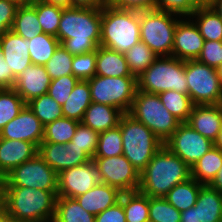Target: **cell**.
<instances>
[{
    "label": "cell",
    "instance_id": "1",
    "mask_svg": "<svg viewBox=\"0 0 222 222\" xmlns=\"http://www.w3.org/2000/svg\"><path fill=\"white\" fill-rule=\"evenodd\" d=\"M101 38V9L63 8L57 39L73 56L97 50Z\"/></svg>",
    "mask_w": 222,
    "mask_h": 222
},
{
    "label": "cell",
    "instance_id": "2",
    "mask_svg": "<svg viewBox=\"0 0 222 222\" xmlns=\"http://www.w3.org/2000/svg\"><path fill=\"white\" fill-rule=\"evenodd\" d=\"M58 191L2 186L1 203L12 220L20 222H53Z\"/></svg>",
    "mask_w": 222,
    "mask_h": 222
},
{
    "label": "cell",
    "instance_id": "3",
    "mask_svg": "<svg viewBox=\"0 0 222 222\" xmlns=\"http://www.w3.org/2000/svg\"><path fill=\"white\" fill-rule=\"evenodd\" d=\"M189 178L191 168L163 145L140 172L139 191L149 197H164Z\"/></svg>",
    "mask_w": 222,
    "mask_h": 222
},
{
    "label": "cell",
    "instance_id": "4",
    "mask_svg": "<svg viewBox=\"0 0 222 222\" xmlns=\"http://www.w3.org/2000/svg\"><path fill=\"white\" fill-rule=\"evenodd\" d=\"M140 41V12L105 5L101 9L100 46L127 52Z\"/></svg>",
    "mask_w": 222,
    "mask_h": 222
},
{
    "label": "cell",
    "instance_id": "5",
    "mask_svg": "<svg viewBox=\"0 0 222 222\" xmlns=\"http://www.w3.org/2000/svg\"><path fill=\"white\" fill-rule=\"evenodd\" d=\"M123 155L141 172L164 145L147 126L128 113L120 118Z\"/></svg>",
    "mask_w": 222,
    "mask_h": 222
},
{
    "label": "cell",
    "instance_id": "6",
    "mask_svg": "<svg viewBox=\"0 0 222 222\" xmlns=\"http://www.w3.org/2000/svg\"><path fill=\"white\" fill-rule=\"evenodd\" d=\"M137 90L152 94L174 90L188 95L186 61L159 56L137 77Z\"/></svg>",
    "mask_w": 222,
    "mask_h": 222
},
{
    "label": "cell",
    "instance_id": "7",
    "mask_svg": "<svg viewBox=\"0 0 222 222\" xmlns=\"http://www.w3.org/2000/svg\"><path fill=\"white\" fill-rule=\"evenodd\" d=\"M165 142L181 123L161 102L158 94L137 90L128 112Z\"/></svg>",
    "mask_w": 222,
    "mask_h": 222
},
{
    "label": "cell",
    "instance_id": "8",
    "mask_svg": "<svg viewBox=\"0 0 222 222\" xmlns=\"http://www.w3.org/2000/svg\"><path fill=\"white\" fill-rule=\"evenodd\" d=\"M178 14L162 10L140 11V41L158 56H172Z\"/></svg>",
    "mask_w": 222,
    "mask_h": 222
},
{
    "label": "cell",
    "instance_id": "9",
    "mask_svg": "<svg viewBox=\"0 0 222 222\" xmlns=\"http://www.w3.org/2000/svg\"><path fill=\"white\" fill-rule=\"evenodd\" d=\"M92 102L110 105L128 113L137 92L136 76L106 77L95 75L88 79Z\"/></svg>",
    "mask_w": 222,
    "mask_h": 222
},
{
    "label": "cell",
    "instance_id": "10",
    "mask_svg": "<svg viewBox=\"0 0 222 222\" xmlns=\"http://www.w3.org/2000/svg\"><path fill=\"white\" fill-rule=\"evenodd\" d=\"M188 95L194 105L222 104V82L217 68L196 60L186 61Z\"/></svg>",
    "mask_w": 222,
    "mask_h": 222
},
{
    "label": "cell",
    "instance_id": "11",
    "mask_svg": "<svg viewBox=\"0 0 222 222\" xmlns=\"http://www.w3.org/2000/svg\"><path fill=\"white\" fill-rule=\"evenodd\" d=\"M2 186L58 191V173L37 154L5 175L2 178Z\"/></svg>",
    "mask_w": 222,
    "mask_h": 222
},
{
    "label": "cell",
    "instance_id": "12",
    "mask_svg": "<svg viewBox=\"0 0 222 222\" xmlns=\"http://www.w3.org/2000/svg\"><path fill=\"white\" fill-rule=\"evenodd\" d=\"M103 183L118 188L122 193L139 190L140 172L124 156L94 157Z\"/></svg>",
    "mask_w": 222,
    "mask_h": 222
},
{
    "label": "cell",
    "instance_id": "13",
    "mask_svg": "<svg viewBox=\"0 0 222 222\" xmlns=\"http://www.w3.org/2000/svg\"><path fill=\"white\" fill-rule=\"evenodd\" d=\"M164 145L191 167L214 146V142L183 122L164 142Z\"/></svg>",
    "mask_w": 222,
    "mask_h": 222
},
{
    "label": "cell",
    "instance_id": "14",
    "mask_svg": "<svg viewBox=\"0 0 222 222\" xmlns=\"http://www.w3.org/2000/svg\"><path fill=\"white\" fill-rule=\"evenodd\" d=\"M101 184L102 177L92 159L88 163L65 169L58 174L57 197L76 198L95 185Z\"/></svg>",
    "mask_w": 222,
    "mask_h": 222
},
{
    "label": "cell",
    "instance_id": "15",
    "mask_svg": "<svg viewBox=\"0 0 222 222\" xmlns=\"http://www.w3.org/2000/svg\"><path fill=\"white\" fill-rule=\"evenodd\" d=\"M38 155L58 174L92 160L82 149L72 146L71 141L67 144L41 142Z\"/></svg>",
    "mask_w": 222,
    "mask_h": 222
},
{
    "label": "cell",
    "instance_id": "16",
    "mask_svg": "<svg viewBox=\"0 0 222 222\" xmlns=\"http://www.w3.org/2000/svg\"><path fill=\"white\" fill-rule=\"evenodd\" d=\"M44 125L26 104L20 113L0 131V138L22 140L37 147L43 141Z\"/></svg>",
    "mask_w": 222,
    "mask_h": 222
},
{
    "label": "cell",
    "instance_id": "17",
    "mask_svg": "<svg viewBox=\"0 0 222 222\" xmlns=\"http://www.w3.org/2000/svg\"><path fill=\"white\" fill-rule=\"evenodd\" d=\"M205 40L199 32L194 20H179L174 32L172 56L180 60H196Z\"/></svg>",
    "mask_w": 222,
    "mask_h": 222
},
{
    "label": "cell",
    "instance_id": "18",
    "mask_svg": "<svg viewBox=\"0 0 222 222\" xmlns=\"http://www.w3.org/2000/svg\"><path fill=\"white\" fill-rule=\"evenodd\" d=\"M51 80L45 66L31 64L17 76L13 89L27 104L32 99L46 94Z\"/></svg>",
    "mask_w": 222,
    "mask_h": 222
},
{
    "label": "cell",
    "instance_id": "19",
    "mask_svg": "<svg viewBox=\"0 0 222 222\" xmlns=\"http://www.w3.org/2000/svg\"><path fill=\"white\" fill-rule=\"evenodd\" d=\"M0 45L5 62L17 77L32 64L29 55V40L17 35L12 30L0 34Z\"/></svg>",
    "mask_w": 222,
    "mask_h": 222
},
{
    "label": "cell",
    "instance_id": "20",
    "mask_svg": "<svg viewBox=\"0 0 222 222\" xmlns=\"http://www.w3.org/2000/svg\"><path fill=\"white\" fill-rule=\"evenodd\" d=\"M37 154L38 147L34 143L0 138V178Z\"/></svg>",
    "mask_w": 222,
    "mask_h": 222
},
{
    "label": "cell",
    "instance_id": "21",
    "mask_svg": "<svg viewBox=\"0 0 222 222\" xmlns=\"http://www.w3.org/2000/svg\"><path fill=\"white\" fill-rule=\"evenodd\" d=\"M186 123L214 142L222 127V104L194 105Z\"/></svg>",
    "mask_w": 222,
    "mask_h": 222
},
{
    "label": "cell",
    "instance_id": "22",
    "mask_svg": "<svg viewBox=\"0 0 222 222\" xmlns=\"http://www.w3.org/2000/svg\"><path fill=\"white\" fill-rule=\"evenodd\" d=\"M122 192L108 184L95 185L75 199L83 209L96 216L120 201Z\"/></svg>",
    "mask_w": 222,
    "mask_h": 222
},
{
    "label": "cell",
    "instance_id": "23",
    "mask_svg": "<svg viewBox=\"0 0 222 222\" xmlns=\"http://www.w3.org/2000/svg\"><path fill=\"white\" fill-rule=\"evenodd\" d=\"M124 113L110 105L92 102L86 109L82 123L101 133L118 126Z\"/></svg>",
    "mask_w": 222,
    "mask_h": 222
},
{
    "label": "cell",
    "instance_id": "24",
    "mask_svg": "<svg viewBox=\"0 0 222 222\" xmlns=\"http://www.w3.org/2000/svg\"><path fill=\"white\" fill-rule=\"evenodd\" d=\"M95 75L106 77L134 76L123 53L98 46Z\"/></svg>",
    "mask_w": 222,
    "mask_h": 222
},
{
    "label": "cell",
    "instance_id": "25",
    "mask_svg": "<svg viewBox=\"0 0 222 222\" xmlns=\"http://www.w3.org/2000/svg\"><path fill=\"white\" fill-rule=\"evenodd\" d=\"M194 206L198 222H222V194L209 185L200 188Z\"/></svg>",
    "mask_w": 222,
    "mask_h": 222
},
{
    "label": "cell",
    "instance_id": "26",
    "mask_svg": "<svg viewBox=\"0 0 222 222\" xmlns=\"http://www.w3.org/2000/svg\"><path fill=\"white\" fill-rule=\"evenodd\" d=\"M91 103L88 80H79L62 105L63 116L81 122L86 109Z\"/></svg>",
    "mask_w": 222,
    "mask_h": 222
},
{
    "label": "cell",
    "instance_id": "27",
    "mask_svg": "<svg viewBox=\"0 0 222 222\" xmlns=\"http://www.w3.org/2000/svg\"><path fill=\"white\" fill-rule=\"evenodd\" d=\"M189 17H196L195 25L205 41H222V19L210 5L198 6Z\"/></svg>",
    "mask_w": 222,
    "mask_h": 222
},
{
    "label": "cell",
    "instance_id": "28",
    "mask_svg": "<svg viewBox=\"0 0 222 222\" xmlns=\"http://www.w3.org/2000/svg\"><path fill=\"white\" fill-rule=\"evenodd\" d=\"M222 166V150L213 146L191 168V178L202 185H209Z\"/></svg>",
    "mask_w": 222,
    "mask_h": 222
},
{
    "label": "cell",
    "instance_id": "29",
    "mask_svg": "<svg viewBox=\"0 0 222 222\" xmlns=\"http://www.w3.org/2000/svg\"><path fill=\"white\" fill-rule=\"evenodd\" d=\"M202 186L193 178H189L187 181L175 185L164 198L178 211L183 212L196 204Z\"/></svg>",
    "mask_w": 222,
    "mask_h": 222
},
{
    "label": "cell",
    "instance_id": "30",
    "mask_svg": "<svg viewBox=\"0 0 222 222\" xmlns=\"http://www.w3.org/2000/svg\"><path fill=\"white\" fill-rule=\"evenodd\" d=\"M11 30L28 40L42 32L37 11L29 2L18 6Z\"/></svg>",
    "mask_w": 222,
    "mask_h": 222
},
{
    "label": "cell",
    "instance_id": "31",
    "mask_svg": "<svg viewBox=\"0 0 222 222\" xmlns=\"http://www.w3.org/2000/svg\"><path fill=\"white\" fill-rule=\"evenodd\" d=\"M53 222H95V216L83 209L75 198L57 197Z\"/></svg>",
    "mask_w": 222,
    "mask_h": 222
},
{
    "label": "cell",
    "instance_id": "32",
    "mask_svg": "<svg viewBox=\"0 0 222 222\" xmlns=\"http://www.w3.org/2000/svg\"><path fill=\"white\" fill-rule=\"evenodd\" d=\"M126 222H149V196L139 190L122 193Z\"/></svg>",
    "mask_w": 222,
    "mask_h": 222
},
{
    "label": "cell",
    "instance_id": "33",
    "mask_svg": "<svg viewBox=\"0 0 222 222\" xmlns=\"http://www.w3.org/2000/svg\"><path fill=\"white\" fill-rule=\"evenodd\" d=\"M59 44L56 36L44 32L30 39L28 49L32 64L44 66Z\"/></svg>",
    "mask_w": 222,
    "mask_h": 222
},
{
    "label": "cell",
    "instance_id": "34",
    "mask_svg": "<svg viewBox=\"0 0 222 222\" xmlns=\"http://www.w3.org/2000/svg\"><path fill=\"white\" fill-rule=\"evenodd\" d=\"M158 95L165 108L181 123L188 121L194 106L189 95L174 90L164 91Z\"/></svg>",
    "mask_w": 222,
    "mask_h": 222
},
{
    "label": "cell",
    "instance_id": "35",
    "mask_svg": "<svg viewBox=\"0 0 222 222\" xmlns=\"http://www.w3.org/2000/svg\"><path fill=\"white\" fill-rule=\"evenodd\" d=\"M79 121L62 117L44 126L42 142L67 144L72 140Z\"/></svg>",
    "mask_w": 222,
    "mask_h": 222
},
{
    "label": "cell",
    "instance_id": "36",
    "mask_svg": "<svg viewBox=\"0 0 222 222\" xmlns=\"http://www.w3.org/2000/svg\"><path fill=\"white\" fill-rule=\"evenodd\" d=\"M124 56L132 75L136 77L159 57L142 41L133 45Z\"/></svg>",
    "mask_w": 222,
    "mask_h": 222
},
{
    "label": "cell",
    "instance_id": "37",
    "mask_svg": "<svg viewBox=\"0 0 222 222\" xmlns=\"http://www.w3.org/2000/svg\"><path fill=\"white\" fill-rule=\"evenodd\" d=\"M37 11V17L42 32L57 37L59 22L61 20L63 7L50 5L40 0L28 1Z\"/></svg>",
    "mask_w": 222,
    "mask_h": 222
},
{
    "label": "cell",
    "instance_id": "38",
    "mask_svg": "<svg viewBox=\"0 0 222 222\" xmlns=\"http://www.w3.org/2000/svg\"><path fill=\"white\" fill-rule=\"evenodd\" d=\"M27 105L44 126L56 119L64 117L62 106L48 93L32 99Z\"/></svg>",
    "mask_w": 222,
    "mask_h": 222
},
{
    "label": "cell",
    "instance_id": "39",
    "mask_svg": "<svg viewBox=\"0 0 222 222\" xmlns=\"http://www.w3.org/2000/svg\"><path fill=\"white\" fill-rule=\"evenodd\" d=\"M25 105L22 97L13 88L0 90V131Z\"/></svg>",
    "mask_w": 222,
    "mask_h": 222
},
{
    "label": "cell",
    "instance_id": "40",
    "mask_svg": "<svg viewBox=\"0 0 222 222\" xmlns=\"http://www.w3.org/2000/svg\"><path fill=\"white\" fill-rule=\"evenodd\" d=\"M123 155L121 129L119 126L99 133L94 157Z\"/></svg>",
    "mask_w": 222,
    "mask_h": 222
},
{
    "label": "cell",
    "instance_id": "41",
    "mask_svg": "<svg viewBox=\"0 0 222 222\" xmlns=\"http://www.w3.org/2000/svg\"><path fill=\"white\" fill-rule=\"evenodd\" d=\"M181 212L164 197H149V222H180Z\"/></svg>",
    "mask_w": 222,
    "mask_h": 222
},
{
    "label": "cell",
    "instance_id": "42",
    "mask_svg": "<svg viewBox=\"0 0 222 222\" xmlns=\"http://www.w3.org/2000/svg\"><path fill=\"white\" fill-rule=\"evenodd\" d=\"M72 61L73 55L62 44H59L52 57L44 66L50 78L54 80L64 75H72Z\"/></svg>",
    "mask_w": 222,
    "mask_h": 222
},
{
    "label": "cell",
    "instance_id": "43",
    "mask_svg": "<svg viewBox=\"0 0 222 222\" xmlns=\"http://www.w3.org/2000/svg\"><path fill=\"white\" fill-rule=\"evenodd\" d=\"M99 133L84 125L82 122L78 123L76 132L72 137V146L82 149L91 159L94 158Z\"/></svg>",
    "mask_w": 222,
    "mask_h": 222
},
{
    "label": "cell",
    "instance_id": "44",
    "mask_svg": "<svg viewBox=\"0 0 222 222\" xmlns=\"http://www.w3.org/2000/svg\"><path fill=\"white\" fill-rule=\"evenodd\" d=\"M72 75L79 80H88L96 73V50L74 55L72 61Z\"/></svg>",
    "mask_w": 222,
    "mask_h": 222
},
{
    "label": "cell",
    "instance_id": "45",
    "mask_svg": "<svg viewBox=\"0 0 222 222\" xmlns=\"http://www.w3.org/2000/svg\"><path fill=\"white\" fill-rule=\"evenodd\" d=\"M78 81L79 79L73 75L61 76L60 78L51 80L47 93L62 106Z\"/></svg>",
    "mask_w": 222,
    "mask_h": 222
},
{
    "label": "cell",
    "instance_id": "46",
    "mask_svg": "<svg viewBox=\"0 0 222 222\" xmlns=\"http://www.w3.org/2000/svg\"><path fill=\"white\" fill-rule=\"evenodd\" d=\"M198 5L195 0H157L155 9L178 14L180 16H190Z\"/></svg>",
    "mask_w": 222,
    "mask_h": 222
},
{
    "label": "cell",
    "instance_id": "47",
    "mask_svg": "<svg viewBox=\"0 0 222 222\" xmlns=\"http://www.w3.org/2000/svg\"><path fill=\"white\" fill-rule=\"evenodd\" d=\"M197 60L218 69L222 64V41H205Z\"/></svg>",
    "mask_w": 222,
    "mask_h": 222
},
{
    "label": "cell",
    "instance_id": "48",
    "mask_svg": "<svg viewBox=\"0 0 222 222\" xmlns=\"http://www.w3.org/2000/svg\"><path fill=\"white\" fill-rule=\"evenodd\" d=\"M20 4L12 0H0V34L12 28Z\"/></svg>",
    "mask_w": 222,
    "mask_h": 222
},
{
    "label": "cell",
    "instance_id": "49",
    "mask_svg": "<svg viewBox=\"0 0 222 222\" xmlns=\"http://www.w3.org/2000/svg\"><path fill=\"white\" fill-rule=\"evenodd\" d=\"M157 0H108V4L114 8L133 11H145L155 9Z\"/></svg>",
    "mask_w": 222,
    "mask_h": 222
},
{
    "label": "cell",
    "instance_id": "50",
    "mask_svg": "<svg viewBox=\"0 0 222 222\" xmlns=\"http://www.w3.org/2000/svg\"><path fill=\"white\" fill-rule=\"evenodd\" d=\"M95 222H126L125 212L120 201L95 216Z\"/></svg>",
    "mask_w": 222,
    "mask_h": 222
},
{
    "label": "cell",
    "instance_id": "51",
    "mask_svg": "<svg viewBox=\"0 0 222 222\" xmlns=\"http://www.w3.org/2000/svg\"><path fill=\"white\" fill-rule=\"evenodd\" d=\"M17 77L8 67L4 60L3 51L0 45V90L13 88Z\"/></svg>",
    "mask_w": 222,
    "mask_h": 222
},
{
    "label": "cell",
    "instance_id": "52",
    "mask_svg": "<svg viewBox=\"0 0 222 222\" xmlns=\"http://www.w3.org/2000/svg\"><path fill=\"white\" fill-rule=\"evenodd\" d=\"M108 0H72V6L102 9Z\"/></svg>",
    "mask_w": 222,
    "mask_h": 222
},
{
    "label": "cell",
    "instance_id": "53",
    "mask_svg": "<svg viewBox=\"0 0 222 222\" xmlns=\"http://www.w3.org/2000/svg\"><path fill=\"white\" fill-rule=\"evenodd\" d=\"M180 222H198L197 208L193 206L181 212Z\"/></svg>",
    "mask_w": 222,
    "mask_h": 222
},
{
    "label": "cell",
    "instance_id": "54",
    "mask_svg": "<svg viewBox=\"0 0 222 222\" xmlns=\"http://www.w3.org/2000/svg\"><path fill=\"white\" fill-rule=\"evenodd\" d=\"M209 186L222 194V166Z\"/></svg>",
    "mask_w": 222,
    "mask_h": 222
},
{
    "label": "cell",
    "instance_id": "55",
    "mask_svg": "<svg viewBox=\"0 0 222 222\" xmlns=\"http://www.w3.org/2000/svg\"><path fill=\"white\" fill-rule=\"evenodd\" d=\"M50 5H57L63 8L72 7V0H40Z\"/></svg>",
    "mask_w": 222,
    "mask_h": 222
},
{
    "label": "cell",
    "instance_id": "56",
    "mask_svg": "<svg viewBox=\"0 0 222 222\" xmlns=\"http://www.w3.org/2000/svg\"><path fill=\"white\" fill-rule=\"evenodd\" d=\"M10 219L11 218L7 212L6 207L1 203L0 204V222H8Z\"/></svg>",
    "mask_w": 222,
    "mask_h": 222
},
{
    "label": "cell",
    "instance_id": "57",
    "mask_svg": "<svg viewBox=\"0 0 222 222\" xmlns=\"http://www.w3.org/2000/svg\"><path fill=\"white\" fill-rule=\"evenodd\" d=\"M210 6L219 14L222 19V0H214Z\"/></svg>",
    "mask_w": 222,
    "mask_h": 222
},
{
    "label": "cell",
    "instance_id": "58",
    "mask_svg": "<svg viewBox=\"0 0 222 222\" xmlns=\"http://www.w3.org/2000/svg\"><path fill=\"white\" fill-rule=\"evenodd\" d=\"M214 146L222 150V127H221V130L219 132L217 139L214 141Z\"/></svg>",
    "mask_w": 222,
    "mask_h": 222
},
{
    "label": "cell",
    "instance_id": "59",
    "mask_svg": "<svg viewBox=\"0 0 222 222\" xmlns=\"http://www.w3.org/2000/svg\"><path fill=\"white\" fill-rule=\"evenodd\" d=\"M214 0H195L196 4L198 6H208L210 5Z\"/></svg>",
    "mask_w": 222,
    "mask_h": 222
},
{
    "label": "cell",
    "instance_id": "60",
    "mask_svg": "<svg viewBox=\"0 0 222 222\" xmlns=\"http://www.w3.org/2000/svg\"><path fill=\"white\" fill-rule=\"evenodd\" d=\"M217 70H218L219 78H220V80L222 82V64L218 67Z\"/></svg>",
    "mask_w": 222,
    "mask_h": 222
},
{
    "label": "cell",
    "instance_id": "61",
    "mask_svg": "<svg viewBox=\"0 0 222 222\" xmlns=\"http://www.w3.org/2000/svg\"><path fill=\"white\" fill-rule=\"evenodd\" d=\"M2 200V179L0 178V204Z\"/></svg>",
    "mask_w": 222,
    "mask_h": 222
},
{
    "label": "cell",
    "instance_id": "62",
    "mask_svg": "<svg viewBox=\"0 0 222 222\" xmlns=\"http://www.w3.org/2000/svg\"><path fill=\"white\" fill-rule=\"evenodd\" d=\"M12 1H16V2H18L19 4H23V3L28 2L29 0H12Z\"/></svg>",
    "mask_w": 222,
    "mask_h": 222
},
{
    "label": "cell",
    "instance_id": "63",
    "mask_svg": "<svg viewBox=\"0 0 222 222\" xmlns=\"http://www.w3.org/2000/svg\"><path fill=\"white\" fill-rule=\"evenodd\" d=\"M8 222H20V221H15V220L10 219Z\"/></svg>",
    "mask_w": 222,
    "mask_h": 222
}]
</instances>
